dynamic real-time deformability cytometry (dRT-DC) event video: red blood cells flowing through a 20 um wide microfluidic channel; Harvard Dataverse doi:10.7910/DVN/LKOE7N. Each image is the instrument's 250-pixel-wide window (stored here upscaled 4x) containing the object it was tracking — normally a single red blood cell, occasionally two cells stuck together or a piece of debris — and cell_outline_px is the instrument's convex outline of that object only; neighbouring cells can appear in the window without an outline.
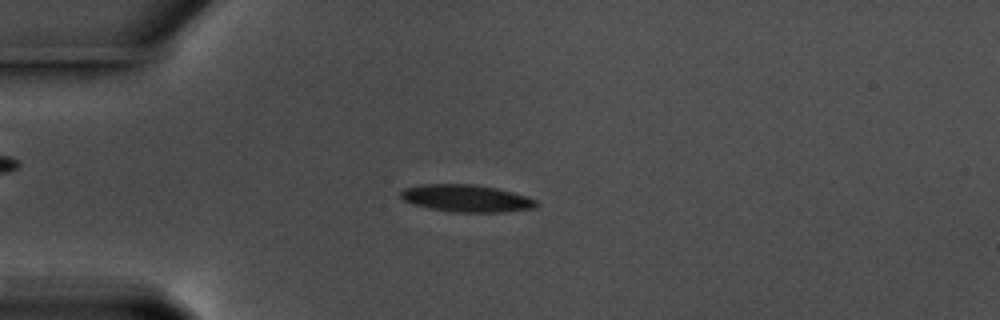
{"species": "common noctule bat (a hibernating species)", "species_latin": "Nyctalus noctula", "temperature_condition": "warm", "stored_images_in_passage": 57, "camera_frame_rate_fps": 3000, "um_per_image_px": 0.085, "animal": {"sex": "male", "body_mass_g": 17.5, "forearm_length_mm": 52.3}, "frame": {"image": 1, "passage_image": 15, "time_ms": 4.667, "image_size_px": [1000, 320], "cell_outline_px": [[540, 204], [536, 208], [504, 212], [452, 212], [428, 208], [404, 200], [400, 196], [400, 192], [404, 188], [420, 184], [476, 184], [496, 188], [512, 192], [536, 200]], "centroid_in_image_um": [39.65, 16.86], "position_along_channel_um": 45.3, "area_um2": 21.56}}
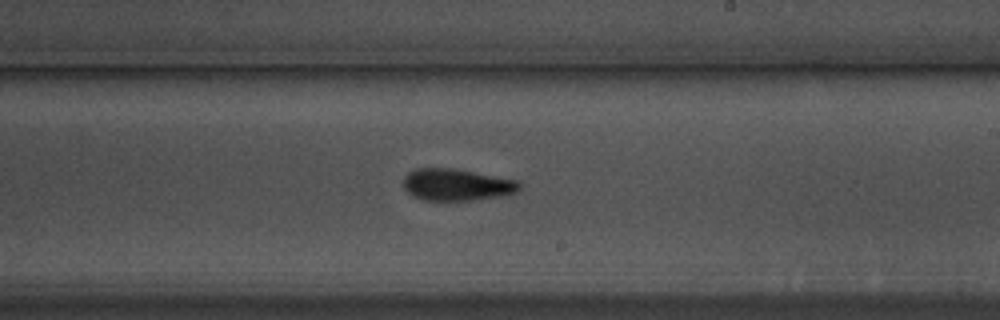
{"frame": {"image": 2, "passage_image": 34, "time_ms": 11.0, "image_size_px": [1000, 320], "cell_outline_px": [[520, 188], [516, 192], [500, 196], [472, 200], [424, 200], [412, 196], [404, 188], [404, 176], [408, 172], [416, 168], [452, 168], [520, 180]], "centroid_in_image_um": [38.81, 15.69], "position_along_channel_um": 250.2, "area_um2": 21.56}}
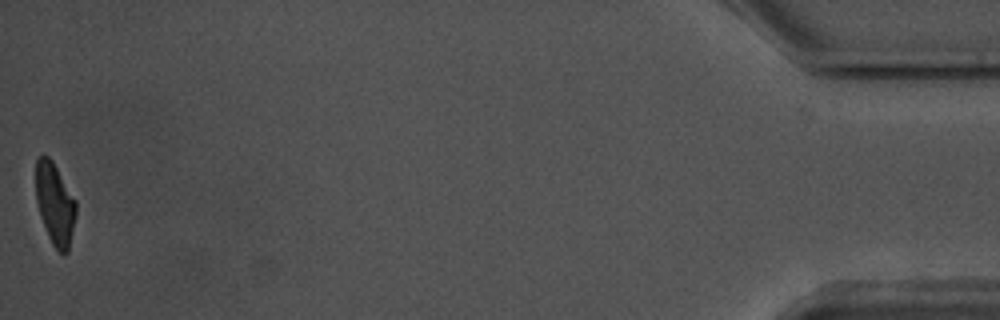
{"frame": {"image": 3, "passage_image": 57, "time_ms": 18.667, "image_size_px": [1000, 320], "cell_outline_px": [[76, 216], [68, 252], [64, 256], [52, 244], [48, 236], [40, 216], [36, 200], [36, 160], [40, 156], [48, 156], [52, 160], [76, 200]], "centroid_in_image_um": [4.68, 17.35], "position_along_channel_um": 430.5, "area_um2": 19.19}, "authors_computed_cell_mechanics": {"area_um2": 21.0392, "velocity_mm_per_s": 3.5819, "shape_relaxation_time_tau1_ms": 2.9202, "shape_relaxation_time_tau2_ms": 1.2642, "deformation_change_tau1": 0.1423, "deformation_change_tau2": 0.0888}}